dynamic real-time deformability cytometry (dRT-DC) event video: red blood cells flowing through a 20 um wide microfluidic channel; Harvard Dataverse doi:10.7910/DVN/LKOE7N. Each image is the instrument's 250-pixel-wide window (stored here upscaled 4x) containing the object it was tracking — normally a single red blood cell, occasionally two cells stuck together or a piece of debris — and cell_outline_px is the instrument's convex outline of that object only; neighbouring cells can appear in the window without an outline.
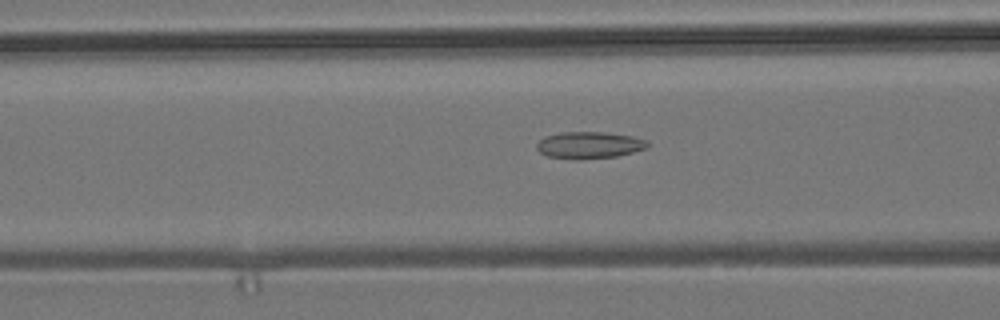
{"species": "common noctule bat (a hibernating species)", "species_latin": "Nyctalus noctula", "temperature_condition": "room temperature", "stored_images_in_passage": 42, "camera_frame_rate_fps": 3000, "um_per_image_px": 0.085, "animal": {"sex": "male", "body_mass_g": 19.2, "forearm_length_mm": 51.8}, "frame": {"image": 1, "passage_image": 8, "time_ms": 2.333, "image_size_px": [1000, 320], "cell_outline_px": [[648, 148], [616, 156], [580, 160], [576, 160], [548, 156], [540, 152], [536, 148], [536, 144], [544, 136], [560, 132], [604, 132], [632, 136], [648, 140]], "centroid_in_image_um": [50.07, 12.33], "position_along_channel_um": 116.5, "area_um2": 17.46}}
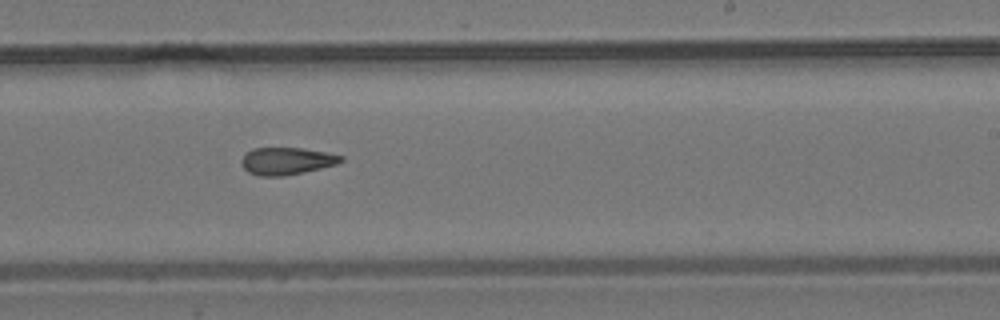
{"frame": {"image": 2, "passage_image": 20, "time_ms": 6.333, "image_size_px": [1000, 320], "cell_outline_px": [[344, 160], [336, 164], [320, 168], [284, 176], [260, 176], [248, 172], [244, 168], [240, 160], [252, 148], [300, 148], [328, 152], [344, 156]], "centroid_in_image_um": [24.37, 13.68], "position_along_channel_um": 264.6, "area_um2": 15.72}}
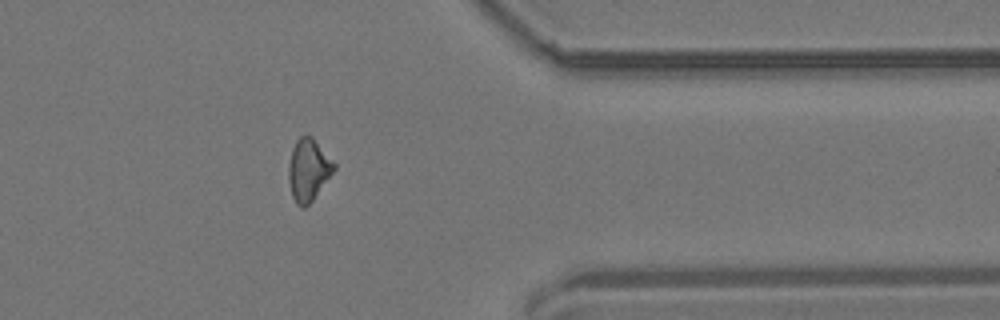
{"frame": {"image": 3, "passage_image": 31, "time_ms": 10.0, "image_size_px": [1000, 320], "cell_outline_px": [[336, 168], [312, 200], [304, 208], [300, 208], [296, 204], [292, 196], [288, 180], [288, 164], [292, 148], [296, 140], [304, 132], [312, 136], [336, 164]], "centroid_in_image_um": [26.19, 14.41], "position_along_channel_um": 385.2, "area_um2": 16.59}}